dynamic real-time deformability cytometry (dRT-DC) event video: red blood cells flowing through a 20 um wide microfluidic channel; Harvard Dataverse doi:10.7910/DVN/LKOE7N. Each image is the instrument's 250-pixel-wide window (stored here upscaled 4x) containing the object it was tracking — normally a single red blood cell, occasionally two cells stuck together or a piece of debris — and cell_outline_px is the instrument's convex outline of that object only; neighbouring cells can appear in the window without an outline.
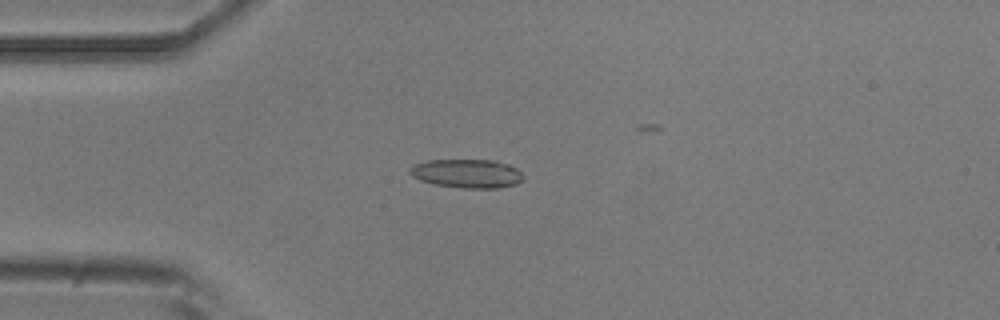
{"species": "common noctule bat (a hibernating species)", "species_latin": "Nyctalus noctula", "temperature_condition": "room temperature", "stored_images_in_passage": 1, "camera_frame_rate_fps": 3000, "um_per_image_px": 0.085, "animal": {"sex": "male", "body_mass_g": 20.5, "forearm_length_mm": 52.5}, "frame": {"image": 1, "passage_image": 1, "time_ms": 0.0, "image_size_px": [1000, 320], "cell_outline_px": [[524, 176], [516, 184], [496, 188], [464, 188], [432, 184], [420, 180], [412, 176], [408, 172], [408, 168], [416, 164], [428, 160], [492, 160], [508, 164], [516, 168]], "centroid_in_image_um": [39.66, 14.75], "position_along_channel_um": 45.3, "area_um2": 18.96}}